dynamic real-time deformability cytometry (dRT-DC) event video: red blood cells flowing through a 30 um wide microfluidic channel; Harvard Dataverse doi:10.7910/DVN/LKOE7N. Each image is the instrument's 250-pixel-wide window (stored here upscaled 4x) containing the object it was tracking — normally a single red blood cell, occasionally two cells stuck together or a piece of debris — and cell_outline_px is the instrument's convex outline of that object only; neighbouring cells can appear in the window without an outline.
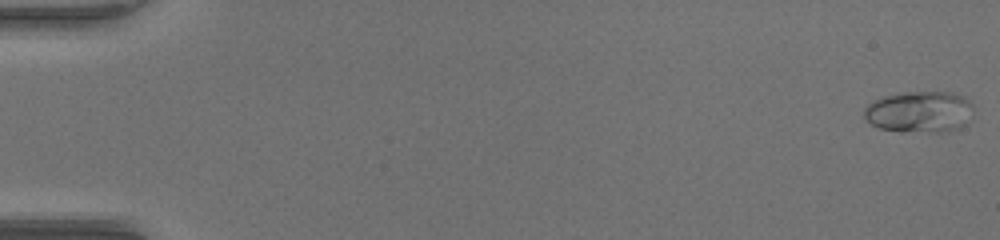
{"species": "common noctule bat (a hibernating species)", "species_latin": "Nyctalus noctula", "temperature_condition": "warm", "stored_images_in_passage": 52, "camera_frame_rate_fps": 3000, "um_per_image_px": 0.085, "animal": {"sex": "female", "body_mass_g": 17.0, "forearm_length_mm": 48.0}, "frame": {"image": 1, "passage_image": 1, "time_ms": 0.0, "image_size_px": [1000, 240], "cell_outline_px": [[972, 116], [968, 124], [960, 128], [948, 132], [900, 132], [880, 128], [872, 124], [864, 116], [864, 108], [872, 100], [884, 96], [904, 92], [952, 92], [964, 96], [972, 104]], "centroid_in_image_um": [78.19, 9.52], "position_along_channel_um": 6.8, "area_um2": 26.88}}
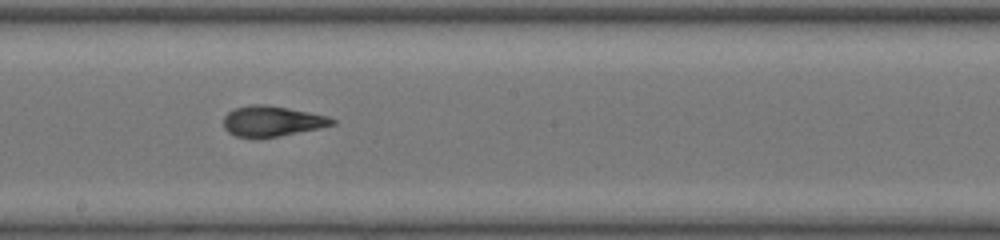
{"frame": {"image": 2, "passage_image": 30, "time_ms": 9.667, "image_size_px": [1000, 240], "cell_outline_px": [[336, 124], [320, 128], [260, 140], [236, 136], [228, 132], [224, 128], [224, 116], [228, 112], [236, 108], [252, 104], [268, 104], [328, 116], [336, 120]], "centroid_in_image_um": [23.11, 10.32], "position_along_channel_um": 225.1, "area_um2": 19.65}}
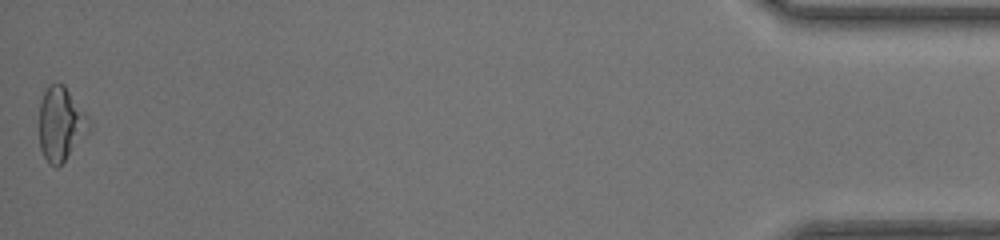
{"frame": {"image": 3, "passage_image": 52, "time_ms": 17.0, "image_size_px": [1000, 240], "cell_outline_px": [[92, 128], [64, 160], [56, 168], [48, 164], [40, 148], [40, 100], [48, 84], [64, 84], [88, 116], [92, 124]], "centroid_in_image_um": [5.18, 10.53], "position_along_channel_um": 430.0, "area_um2": 21.39}, "authors_computed_cell_mechanics": {"area_um2": 19.6809, "velocity_mm_per_s": 4.0821, "shape_relaxation_time_tau1_ms": 7.6496, "shape_relaxation_time_tau2_ms": 1.1458, "deformation_change_tau1": 0.2217, "deformation_change_tau2": 0.0651}}